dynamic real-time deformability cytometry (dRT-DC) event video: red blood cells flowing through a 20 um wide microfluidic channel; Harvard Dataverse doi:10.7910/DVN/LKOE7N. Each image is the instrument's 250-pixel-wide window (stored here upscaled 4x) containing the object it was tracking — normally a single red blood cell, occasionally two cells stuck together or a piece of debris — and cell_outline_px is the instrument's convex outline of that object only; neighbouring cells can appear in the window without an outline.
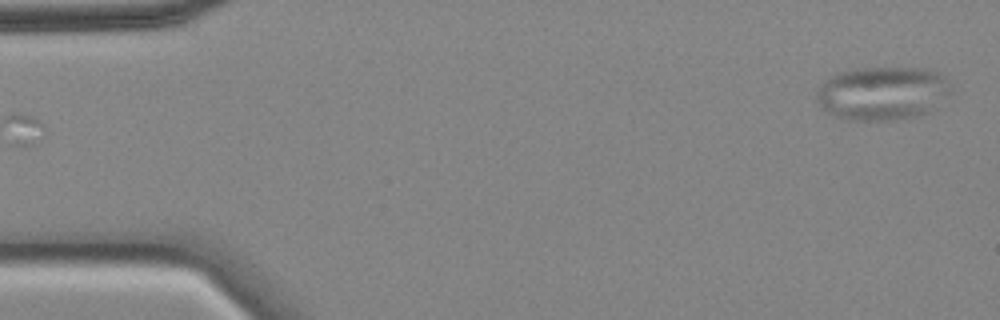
{"species": "common noctule bat (a hibernating species)", "species_latin": "Nyctalus noctula", "temperature_condition": "cold", "stored_images_in_passage": 54, "camera_frame_rate_fps": 3000, "um_per_image_px": 0.085, "animal": {"sex": "female", "body_mass_g": 18.4}, "frame": {"image": 1, "passage_image": 1, "time_ms": 0.0, "image_size_px": [1000, 320], "cell_outline_px": [[952, 88], [928, 112], [916, 116], [888, 120], [848, 120], [836, 116], [820, 108], [816, 100], [820, 84], [828, 76], [840, 72], [856, 68], [924, 68], [936, 72]], "centroid_in_image_um": [74.91, 7.92], "position_along_channel_um": 10.1, "area_um2": 41.44}}
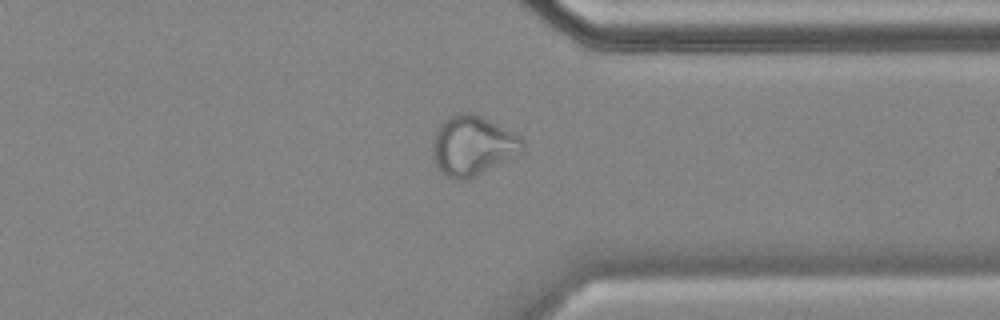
{"frame": {"image": 2, "passage_image": 42, "time_ms": 13.667, "image_size_px": [1000, 320], "cell_outline_px": [[524, 148], [520, 152], [468, 180], [456, 180], [440, 172], [432, 156], [432, 144], [436, 132], [440, 124], [444, 120], [456, 112], [472, 112], [520, 136], [524, 140]], "centroid_in_image_um": [40.13, 12.37], "position_along_channel_um": 371.3, "area_um2": 30.92}}
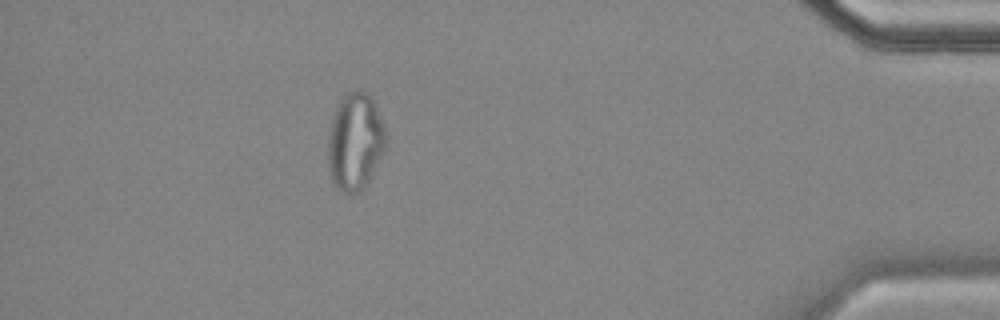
{"frame": {"image": 3, "passage_image": 49, "time_ms": 16.0, "image_size_px": [1000, 320], "cell_outline_px": [[384, 152], [372, 176], [364, 188], [356, 192], [344, 192], [336, 188], [332, 184], [328, 168], [328, 136], [332, 120], [336, 108], [340, 100], [348, 92], [360, 88], [368, 92], [372, 96], [380, 116], [384, 128]], "centroid_in_image_um": [30.17, 12.03], "position_along_channel_um": 405.0, "area_um2": 32.89}}